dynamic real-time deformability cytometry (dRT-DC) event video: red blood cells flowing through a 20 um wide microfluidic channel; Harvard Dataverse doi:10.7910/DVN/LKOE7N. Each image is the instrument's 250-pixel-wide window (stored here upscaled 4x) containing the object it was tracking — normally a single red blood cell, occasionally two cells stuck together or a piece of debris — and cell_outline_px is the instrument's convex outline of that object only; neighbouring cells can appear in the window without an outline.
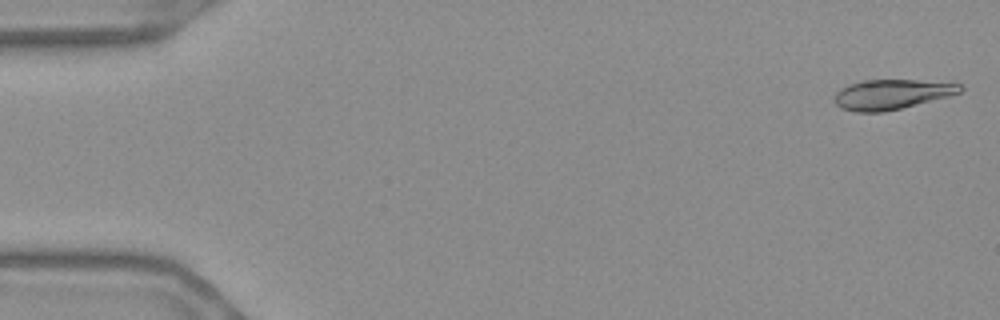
{"species": "Egyptian fruit bat (a non-hibernating species)", "species_latin": "Rousettus aegyptiacus", "temperature_condition": "warm", "stored_images_in_passage": 56, "camera_frame_rate_fps": 3000, "um_per_image_px": 0.085, "frame": {"image": 1, "passage_image": 2, "time_ms": 0.333, "image_size_px": [1000, 320], "cell_outline_px": [[964, 88], [960, 92], [948, 96], [884, 112], [856, 112], [840, 108], [832, 100], [836, 92], [840, 88], [848, 84], [864, 80], [916, 80], [960, 84]], "centroid_in_image_um": [75.71, 8.02], "position_along_channel_um": 9.3, "area_um2": 21.79}}
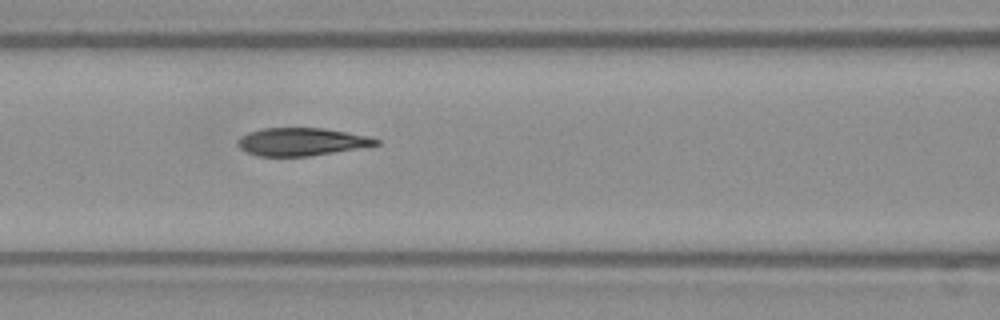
{"frame": {"image": 2, "passage_image": 24, "time_ms": 7.667, "image_size_px": [1000, 320], "cell_outline_px": [[380, 144], [308, 156], [256, 156], [240, 148], [236, 144], [236, 140], [240, 136], [248, 132], [264, 128], [324, 128], [348, 132], [368, 136], [380, 140]], "centroid_in_image_um": [25.58, 12.04], "position_along_channel_um": 141.0, "area_um2": 22.31}}
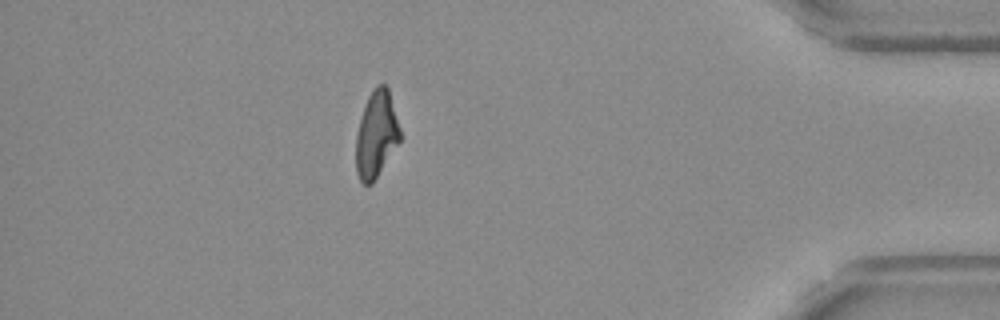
{"frame": {"image": 3, "passage_image": 49, "time_ms": 16.0, "image_size_px": [1000, 320], "cell_outline_px": [[400, 140], [372, 184], [364, 184], [360, 180], [356, 172], [356, 136], [364, 104], [368, 96], [376, 84], [384, 84], [388, 88], [400, 128]], "centroid_in_image_um": [31.97, 11.41], "position_along_channel_um": 403.2, "area_um2": 22.02}, "authors_computed_cell_mechanics": {"area_um2": 23.0044, "velocity_mm_per_s": 3.6804, "shape_relaxation_time_tau1_ms": null, "shape_relaxation_time_tau2_ms": 2.8547, "deformation_change_tau1": null, "deformation_change_tau2": 0.0824}}